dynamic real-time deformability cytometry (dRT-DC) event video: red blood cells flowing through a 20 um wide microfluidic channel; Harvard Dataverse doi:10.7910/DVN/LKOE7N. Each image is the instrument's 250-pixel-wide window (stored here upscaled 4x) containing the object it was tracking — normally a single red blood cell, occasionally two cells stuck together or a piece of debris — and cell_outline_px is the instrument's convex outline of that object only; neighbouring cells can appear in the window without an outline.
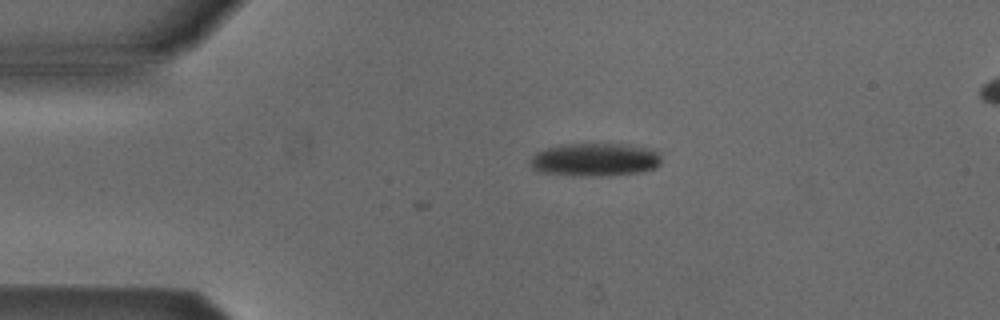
{"species": "Egyptian fruit bat (a non-hibernating species)", "species_latin": "Rousettus aegyptiacus", "temperature_condition": "cold", "stored_images_in_passage": 6, "camera_frame_rate_fps": 3000, "um_per_image_px": 0.085, "animal": {"sex": "male"}, "frame": {"image": 1, "passage_image": 1, "time_ms": 0.0, "image_size_px": [1000, 320], "cell_outline_px": [[660, 164], [656, 168], [640, 172], [600, 176], [572, 176], [540, 172], [532, 168], [528, 164], [528, 160], [536, 152], [544, 148], [560, 144], [628, 144], [660, 152]], "centroid_in_image_um": [50.51, 13.57], "position_along_channel_um": 34.5, "area_um2": 25.66}}